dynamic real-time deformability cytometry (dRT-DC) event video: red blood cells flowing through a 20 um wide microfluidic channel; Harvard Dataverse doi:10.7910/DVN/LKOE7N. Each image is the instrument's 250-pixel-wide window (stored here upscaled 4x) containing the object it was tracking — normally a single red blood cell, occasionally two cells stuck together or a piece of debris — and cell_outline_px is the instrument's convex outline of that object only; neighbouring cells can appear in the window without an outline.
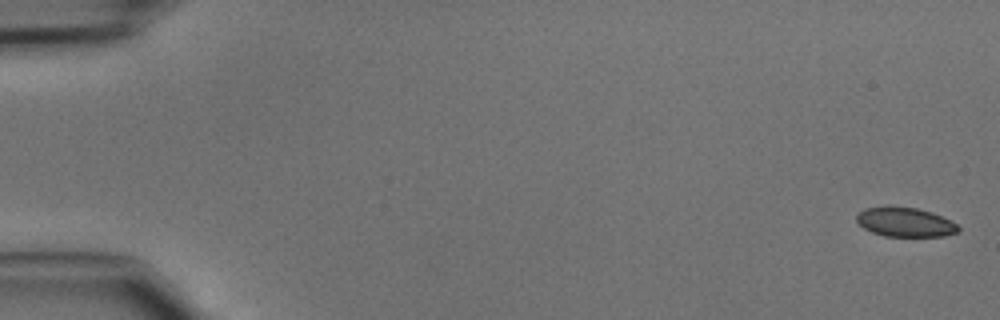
{"species": "common noctule bat (a hibernating species)", "species_latin": "Nyctalus noctula", "temperature_condition": "cold", "stored_images_in_passage": 47, "camera_frame_rate_fps": 3000, "um_per_image_px": 0.085, "animal": {"sex": "male", "body_mass_g": 15.6}, "frame": {"image": 1, "passage_image": 1, "time_ms": 0.0, "image_size_px": [1000, 320], "cell_outline_px": [[960, 232], [944, 236], [884, 236], [872, 232], [864, 228], [856, 220], [856, 216], [864, 208], [888, 204], [916, 208], [932, 212], [956, 224], [960, 228]], "centroid_in_image_um": [76.9, 18.85], "position_along_channel_um": 8.1, "area_um2": 17.63}}
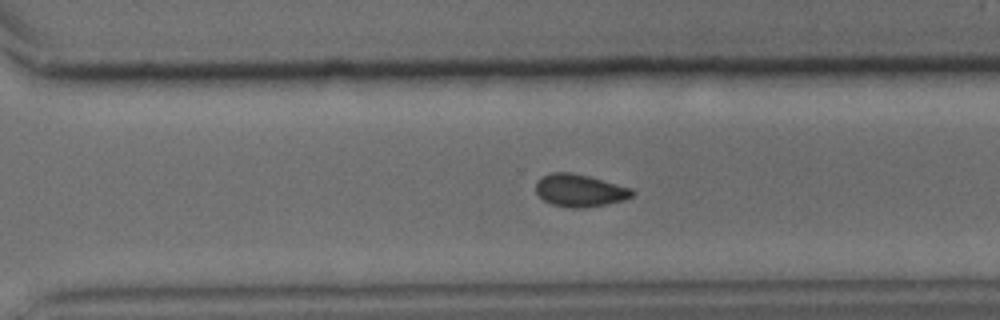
{"frame": {"image": 2, "passage_image": 33, "time_ms": 10.667, "image_size_px": [1000, 320], "cell_outline_px": [[636, 192], [632, 196], [624, 200], [584, 208], [572, 208], [552, 204], [544, 200], [536, 192], [536, 180], [552, 172], [572, 172], [588, 176], [632, 188]], "centroid_in_image_um": [49.28, 16.18], "position_along_channel_um": 321.3, "area_um2": 18.15}}
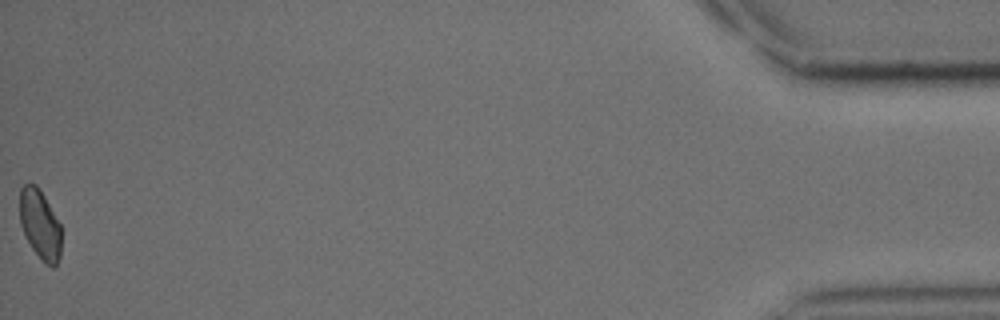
{"frame": {"image": 3, "passage_image": 47, "time_ms": 15.333, "image_size_px": [1000, 320], "cell_outline_px": [[60, 256], [56, 264], [52, 268], [32, 248], [20, 224], [20, 188], [28, 180], [36, 184], [44, 196], [60, 224]], "centroid_in_image_um": [3.38, 19.0], "position_along_channel_um": 431.8, "area_um2": 16.53}}